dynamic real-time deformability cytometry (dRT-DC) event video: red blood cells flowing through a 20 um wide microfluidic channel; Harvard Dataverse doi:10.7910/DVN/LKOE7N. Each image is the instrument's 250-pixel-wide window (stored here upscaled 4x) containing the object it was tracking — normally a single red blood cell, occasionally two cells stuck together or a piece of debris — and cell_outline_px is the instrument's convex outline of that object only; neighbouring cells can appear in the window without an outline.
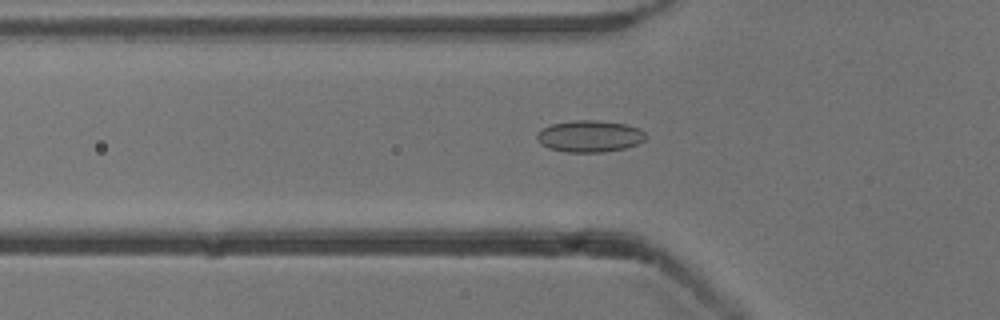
{"species": "common noctule bat (a hibernating species)", "species_latin": "Nyctalus noctula", "temperature_condition": "cold", "stored_images_in_passage": 35, "camera_frame_rate_fps": 3000, "um_per_image_px": 0.085, "animal": {"sex": "male", "body_mass_g": 13.3}, "frame": {"image": 1, "passage_image": 17, "time_ms": 5.333, "image_size_px": [1000, 320], "cell_outline_px": [[644, 140], [636, 144], [624, 148], [604, 152], [568, 152], [548, 148], [540, 144], [536, 136], [540, 128], [552, 124], [576, 120], [600, 120], [628, 124], [640, 128], [644, 132]], "centroid_in_image_um": [50.1, 11.57], "position_along_channel_um": 75.7, "area_um2": 20.17}}
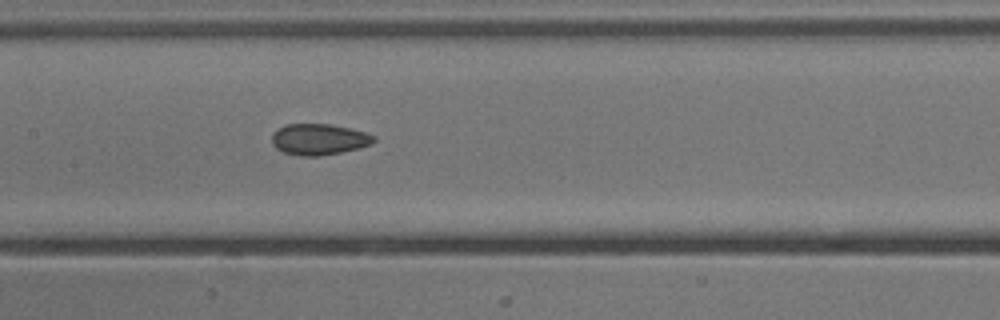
{"frame": {"image": 2, "passage_image": 25, "time_ms": 8.0, "image_size_px": [1000, 320], "cell_outline_px": [[376, 140], [372, 144], [360, 148], [320, 156], [300, 156], [284, 152], [276, 148], [272, 144], [272, 136], [280, 128], [288, 124], [332, 124], [352, 128], [376, 136]], "centroid_in_image_um": [27.16, 11.84], "position_along_channel_um": 180.2, "area_um2": 18.5}}
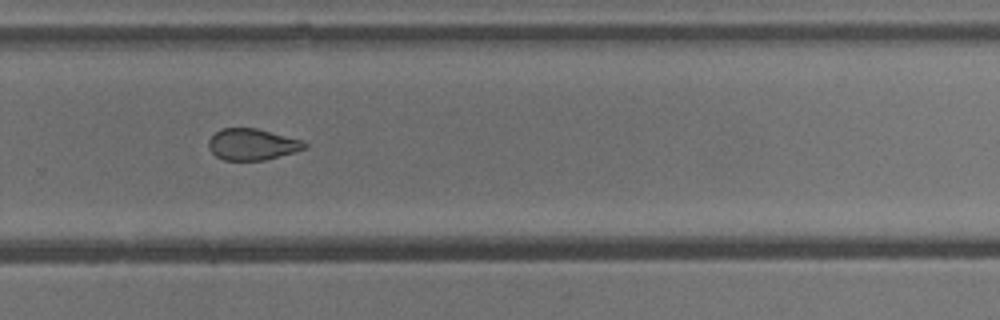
{"frame": {"image": 3, "passage_image": 35, "time_ms": 11.333, "image_size_px": [1000, 320], "cell_outline_px": [[308, 144], [304, 148], [296, 152], [264, 160], [224, 160], [216, 156], [208, 148], [208, 140], [220, 128], [256, 128], [304, 140]], "centroid_in_image_um": [21.44, 12.27], "position_along_channel_um": 308.4, "area_um2": 17.63}}